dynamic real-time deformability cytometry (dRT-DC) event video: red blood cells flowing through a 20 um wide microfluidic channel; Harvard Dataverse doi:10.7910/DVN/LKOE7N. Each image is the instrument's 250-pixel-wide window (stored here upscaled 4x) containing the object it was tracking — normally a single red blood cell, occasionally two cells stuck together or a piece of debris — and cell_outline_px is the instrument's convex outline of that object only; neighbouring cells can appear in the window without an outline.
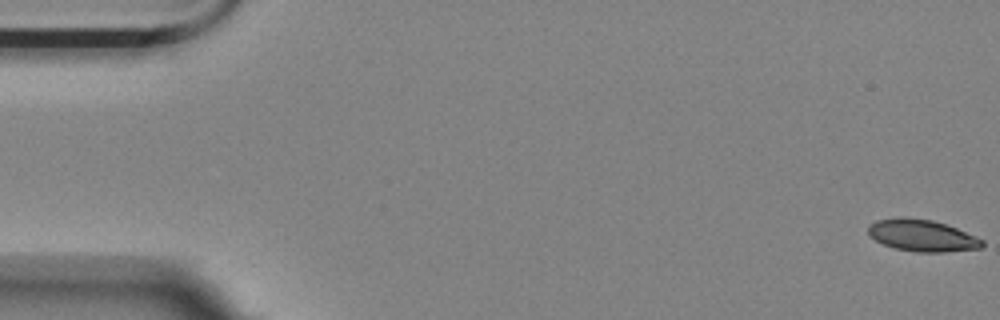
{"species": "Egyptian fruit bat (a non-hibernating species)", "species_latin": "Rousettus aegyptiacus", "temperature_condition": "room temperature", "stored_images_in_passage": 55, "camera_frame_rate_fps": 3000, "um_per_image_px": 0.085, "animal": {"sex": "female"}, "frame": {"image": 1, "passage_image": 1, "time_ms": 0.0, "image_size_px": [1000, 320], "cell_outline_px": [[984, 244], [980, 248], [944, 252], [916, 252], [896, 248], [884, 244], [876, 240], [868, 232], [868, 224], [876, 220], [896, 216], [908, 216], [932, 220], [956, 228], [976, 236], [984, 240]], "centroid_in_image_um": [78.36, 19.99], "position_along_channel_um": 6.6, "area_um2": 21.21}}
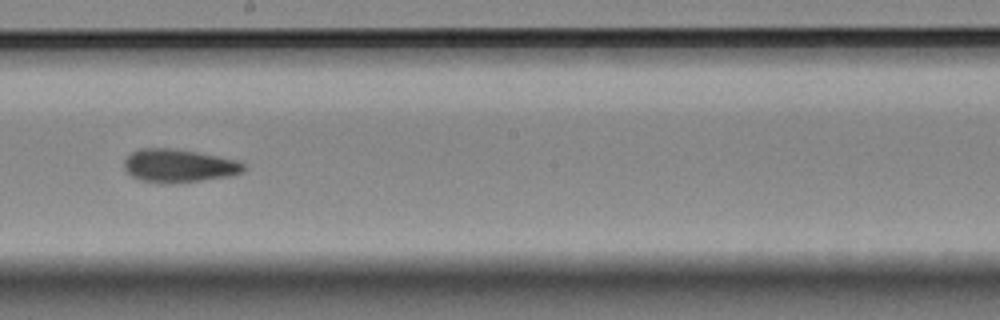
{"frame": {"image": 2, "passage_image": 32, "time_ms": 10.333, "image_size_px": [1000, 320], "cell_outline_px": [[244, 172], [232, 176], [168, 184], [160, 184], [140, 180], [132, 176], [124, 168], [124, 160], [132, 152], [140, 148], [172, 148], [196, 152], [236, 160], [244, 164]], "centroid_in_image_um": [15.18, 14.1], "position_along_channel_um": 233.0, "area_um2": 23.12}}
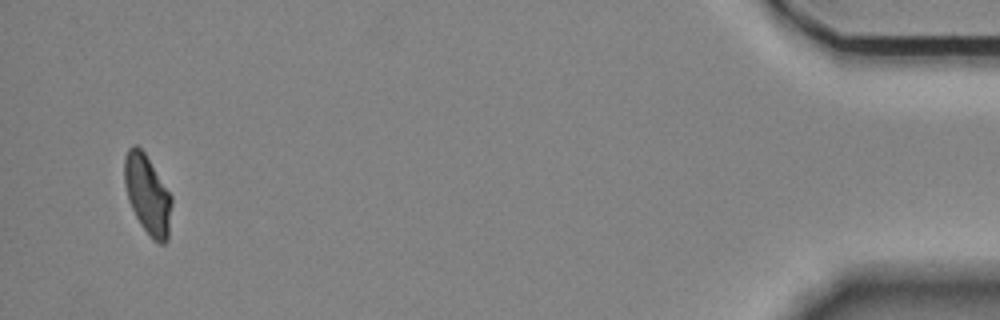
{"frame": {"image": 3, "passage_image": 55, "time_ms": 18.0, "image_size_px": [1000, 320], "cell_outline_px": [[172, 204], [168, 240], [164, 244], [160, 244], [152, 240], [140, 224], [128, 200], [124, 184], [124, 156], [128, 148], [132, 144], [136, 144], [144, 152], [172, 196]], "centroid_in_image_um": [12.53, 16.55], "position_along_channel_um": 422.7, "area_um2": 21.96}, "authors_computed_cell_mechanics": {"area_um2": 22.542, "velocity_mm_per_s": 3.5223, "shape_relaxation_time_tau1_ms": 7.6023, "shape_relaxation_time_tau2_ms": 3.1785, "deformation_change_tau1": 0.1691, "deformation_change_tau2": 0.0914}}